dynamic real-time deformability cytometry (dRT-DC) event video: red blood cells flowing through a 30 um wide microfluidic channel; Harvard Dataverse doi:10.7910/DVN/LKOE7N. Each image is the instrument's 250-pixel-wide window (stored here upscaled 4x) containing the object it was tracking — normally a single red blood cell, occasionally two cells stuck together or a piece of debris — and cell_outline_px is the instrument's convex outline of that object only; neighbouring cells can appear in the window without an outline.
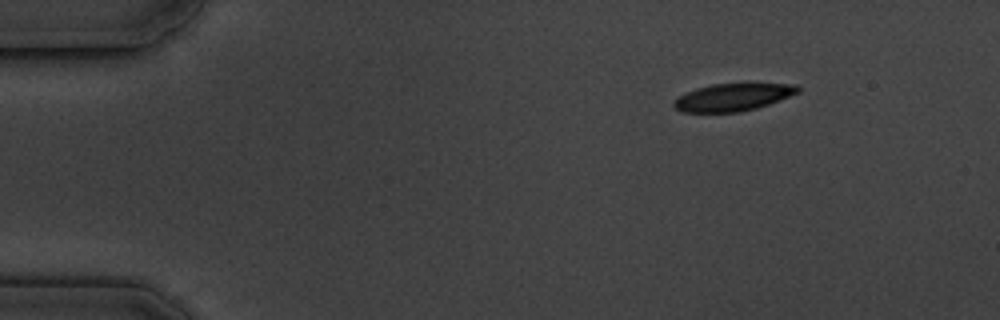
{"species": "common noctule bat (a hibernating species)", "species_latin": "Nyctalus noctula", "temperature_condition": "cold", "stored_images_in_passage": 3, "camera_frame_rate_fps": 3000, "um_per_image_px": 0.085, "animal": {"sex": "male", "body_mass_g": 19.5, "forearm_length_mm": 54.6}, "frame": {"image": 1, "passage_image": 1, "time_ms": 0.0, "image_size_px": [1000, 320], "cell_outline_px": [[800, 92], [768, 104], [756, 108], [736, 112], [680, 112], [672, 104], [672, 100], [696, 88], [712, 84], [748, 80], [796, 84], [800, 88]], "centroid_in_image_um": [62.36, 8.19], "position_along_channel_um": 22.6, "area_um2": 20.81}}